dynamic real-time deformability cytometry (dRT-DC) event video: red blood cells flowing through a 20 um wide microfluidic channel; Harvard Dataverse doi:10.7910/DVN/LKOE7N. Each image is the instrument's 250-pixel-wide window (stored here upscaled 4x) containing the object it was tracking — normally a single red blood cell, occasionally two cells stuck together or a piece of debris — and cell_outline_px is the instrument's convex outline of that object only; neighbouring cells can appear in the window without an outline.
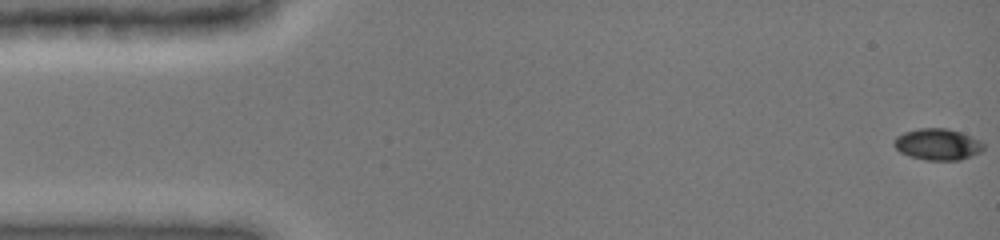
{"species": "common noctule bat (a hibernating species)", "species_latin": "Nyctalus noctula", "temperature_condition": "cold", "stored_images_in_passage": 18, "camera_frame_rate_fps": 3000, "um_per_image_px": 0.085, "animal": {"sex": "female", "body_mass_g": 19.0, "forearm_length_mm": 51.5}, "frame": {"image": 1, "passage_image": 1, "time_ms": 0.0, "image_size_px": [1000, 240], "cell_outline_px": [[984, 148], [980, 152], [960, 160], [924, 160], [908, 156], [900, 152], [892, 144], [892, 140], [896, 136], [904, 132], [920, 128], [948, 128], [960, 132], [980, 140], [984, 144]], "centroid_in_image_um": [79.66, 12.27], "position_along_channel_um": 5.3, "area_um2": 16.53}}
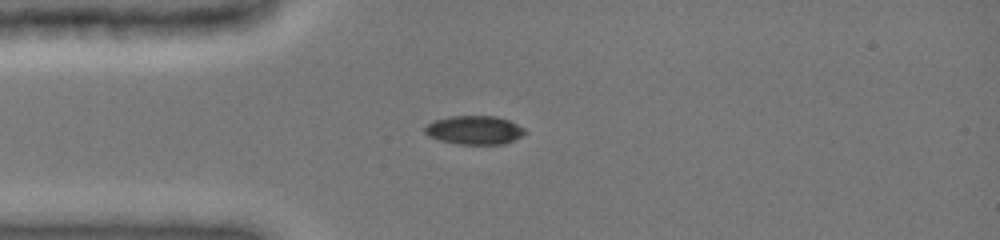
{"frame": {"image": 2, "passage_image": 15, "time_ms": 4.0, "image_size_px": [1000, 240], "cell_outline_px": [[528, 132], [504, 144], [460, 144], [440, 140], [428, 136], [424, 132], [424, 128], [432, 120], [452, 116], [496, 116], [508, 120], [524, 128]], "centroid_in_image_um": [40.3, 11.05], "position_along_channel_um": 44.7, "area_um2": 16.65}}